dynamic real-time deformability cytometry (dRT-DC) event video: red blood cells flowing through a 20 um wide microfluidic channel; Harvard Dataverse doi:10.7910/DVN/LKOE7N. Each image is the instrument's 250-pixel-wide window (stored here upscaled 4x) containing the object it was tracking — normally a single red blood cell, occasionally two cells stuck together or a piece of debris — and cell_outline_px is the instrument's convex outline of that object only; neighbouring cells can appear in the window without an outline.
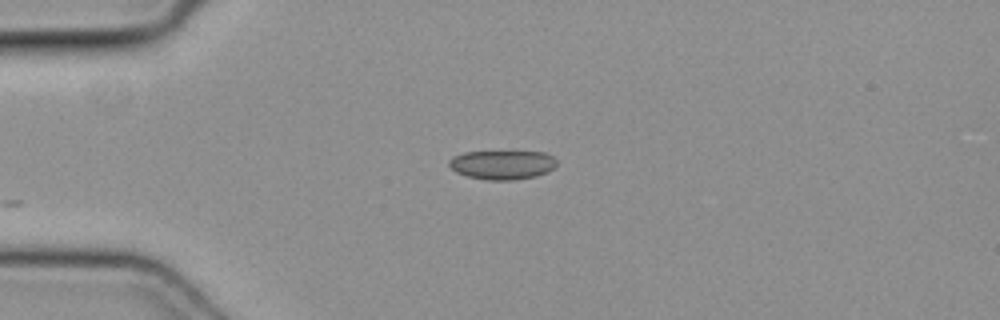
{"species": "common noctule bat (a hibernating species)", "species_latin": "Nyctalus noctula", "temperature_condition": "cold", "stored_images_in_passage": 15, "camera_frame_rate_fps": 3000, "um_per_image_px": 0.085, "animal": {"sex": "female", "body_mass_g": 19.3, "forearm_length_mm": 54.1}, "frame": {"image": 1, "passage_image": 1, "time_ms": 0.0, "image_size_px": [1000, 320], "cell_outline_px": [[556, 164], [548, 172], [536, 176], [512, 180], [488, 180], [468, 176], [456, 172], [448, 164], [448, 160], [452, 156], [464, 152], [544, 152], [552, 156], [556, 160]], "centroid_in_image_um": [42.68, 14.0], "position_along_channel_um": 42.3, "area_um2": 18.15}}
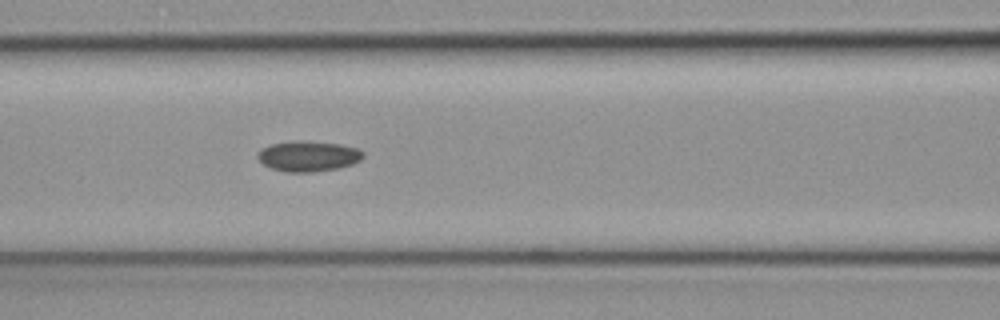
{"frame": {"image": 2, "passage_image": 10, "time_ms": 3.0, "image_size_px": [1000, 320], "cell_outline_px": [[364, 156], [360, 160], [352, 164], [336, 168], [312, 172], [284, 172], [272, 168], [264, 164], [256, 156], [260, 148], [272, 144], [292, 140], [300, 140], [340, 144], [356, 148], [364, 152]], "centroid_in_image_um": [26.18, 13.26], "position_along_channel_um": 140.4, "area_um2": 18.73}}
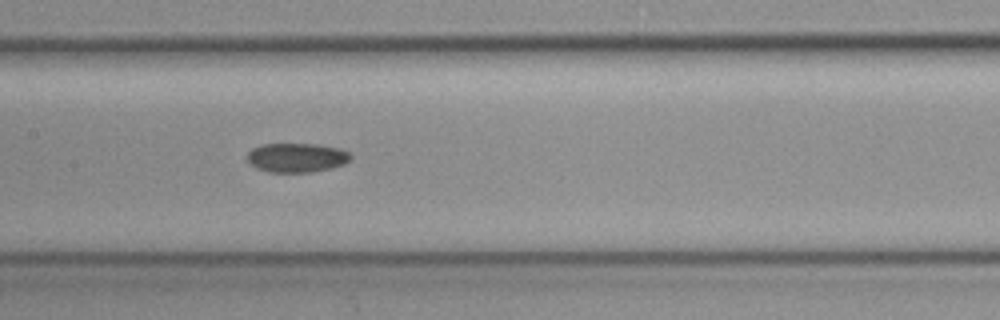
{"frame": {"image": 3, "passage_image": 13, "time_ms": 4.0, "image_size_px": [1000, 320], "cell_outline_px": [[352, 156], [344, 164], [328, 168], [308, 172], [268, 172], [256, 168], [248, 164], [248, 152], [252, 148], [264, 144], [316, 144], [340, 148], [348, 152]], "centroid_in_image_um": [25.18, 13.39], "position_along_channel_um": 182.2, "area_um2": 17.51}}